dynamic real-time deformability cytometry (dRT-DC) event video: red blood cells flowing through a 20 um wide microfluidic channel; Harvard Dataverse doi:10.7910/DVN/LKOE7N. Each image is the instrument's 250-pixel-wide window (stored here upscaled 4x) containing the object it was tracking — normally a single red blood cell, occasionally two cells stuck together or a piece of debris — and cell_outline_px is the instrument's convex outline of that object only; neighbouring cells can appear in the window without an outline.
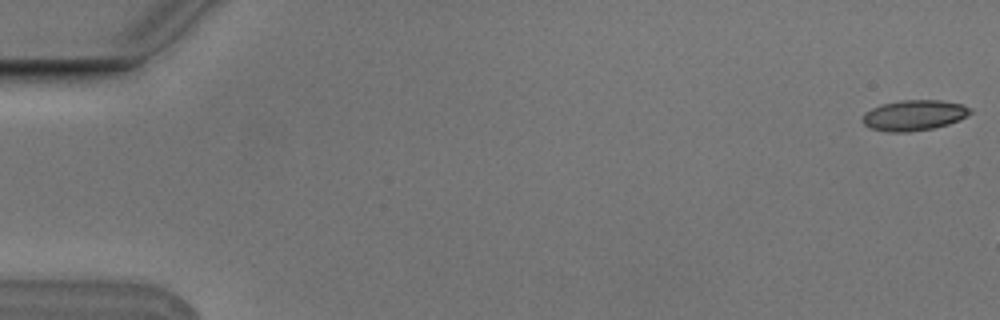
{"species": "Egyptian fruit bat (a non-hibernating species)", "species_latin": "Rousettus aegyptiacus", "temperature_condition": "cold", "stored_images_in_passage": 3, "camera_frame_rate_fps": 3000, "um_per_image_px": 0.085, "animal": {"sex": "male"}, "frame": {"image": 1, "passage_image": 1, "time_ms": 0.0, "image_size_px": [1000, 320], "cell_outline_px": [[972, 112], [960, 120], [948, 124], [932, 128], [908, 132], [888, 132], [868, 128], [860, 120], [864, 112], [880, 104], [900, 100], [940, 100], [960, 104], [972, 108]], "centroid_in_image_um": [77.65, 9.8], "position_along_channel_um": 7.4, "area_um2": 19.36}}